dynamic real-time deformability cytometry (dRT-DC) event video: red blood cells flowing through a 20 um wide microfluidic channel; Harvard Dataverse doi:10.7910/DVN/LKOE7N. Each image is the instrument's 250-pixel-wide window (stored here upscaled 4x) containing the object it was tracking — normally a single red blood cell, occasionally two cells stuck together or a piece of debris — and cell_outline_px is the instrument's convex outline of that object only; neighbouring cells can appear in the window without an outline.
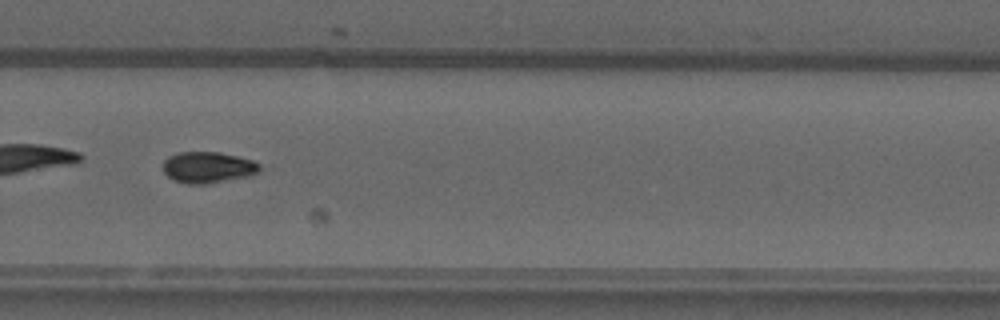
{"species": "common noctule bat (a hibernating species)", "species_latin": "Nyctalus noctula", "temperature_condition": "warm", "stored_images_in_passage": 48, "camera_frame_rate_fps": 3000, "um_per_image_px": 0.085, "animal": {"sex": "male", "forearm_length_mm": 52.5}, "frame": {"image": 1, "passage_image": 35, "time_ms": 11.333, "image_size_px": [1000, 320], "cell_outline_px": [[260, 168], [256, 172], [244, 176], [204, 184], [188, 184], [172, 180], [164, 172], [164, 160], [168, 156], [176, 152], [220, 152], [240, 156], [252, 160], [260, 164]], "centroid_in_image_um": [17.62, 14.2], "position_along_channel_um": 312.2, "area_um2": 17.4}, "authors_computed_cell_mechanics": {"area_um2": 17.4556, "velocity_mm_per_s": 3.9219, "shape_relaxation_time_tau1_ms": 10.7787, "shape_relaxation_time_tau2_ms": 10.8223, "deformation_change_tau1": 0.2077, "deformation_change_tau2": 0.127}}